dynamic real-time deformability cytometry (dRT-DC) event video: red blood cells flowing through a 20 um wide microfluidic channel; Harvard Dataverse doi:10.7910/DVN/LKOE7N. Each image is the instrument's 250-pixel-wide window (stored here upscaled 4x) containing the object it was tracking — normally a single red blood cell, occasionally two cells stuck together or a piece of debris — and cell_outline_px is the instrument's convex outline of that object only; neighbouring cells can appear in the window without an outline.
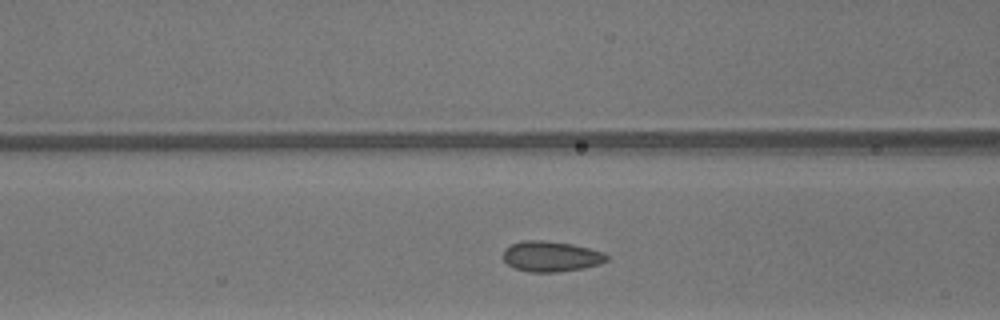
{"species": "common noctule bat (a hibernating species)", "species_latin": "Nyctalus noctula", "temperature_condition": "warm", "stored_images_in_passage": 23, "camera_frame_rate_fps": 3000, "um_per_image_px": 0.085, "animal": {"sex": "male", "body_mass_g": 13.3}, "frame": {"image": 1, "passage_image": 5, "time_ms": 1.333, "image_size_px": [1000, 320], "cell_outline_px": [[608, 260], [600, 264], [584, 268], [556, 272], [528, 272], [512, 268], [504, 260], [504, 248], [512, 244], [524, 240], [544, 240], [572, 244], [604, 252], [608, 256]], "centroid_in_image_um": [46.83, 21.8], "position_along_channel_um": 119.8, "area_um2": 18.5}}
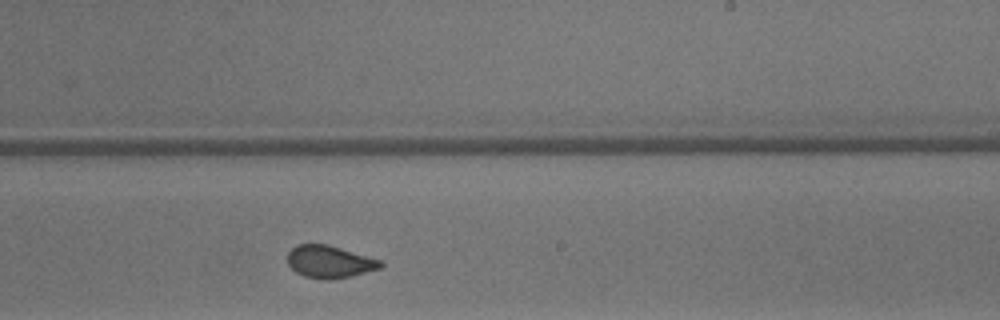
{"frame": {"image": 2, "passage_image": 15, "time_ms": 4.667, "image_size_px": [1000, 320], "cell_outline_px": [[384, 264], [380, 268], [352, 276], [332, 280], [324, 280], [304, 276], [296, 272], [288, 264], [288, 252], [296, 244], [328, 244], [384, 260]], "centroid_in_image_um": [28.05, 22.25], "position_along_channel_um": 261.0, "area_um2": 17.86}}
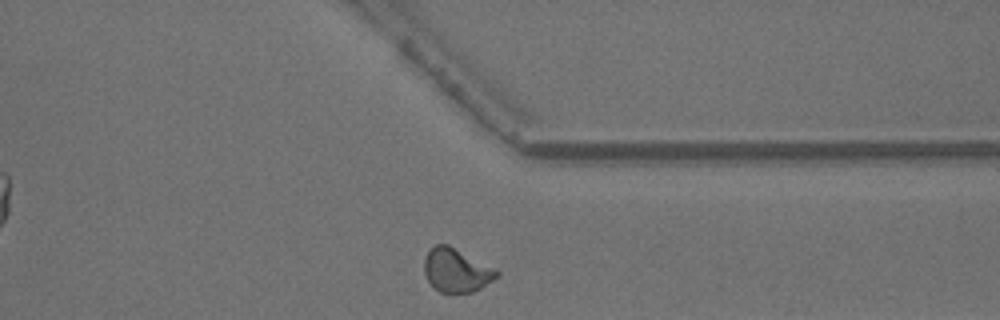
{"frame": {"image": 3, "passage_image": 23, "time_ms": 7.333, "image_size_px": [1000, 320], "cell_outline_px": [[500, 276], [480, 288], [472, 292], [440, 292], [428, 280], [424, 272], [424, 256], [436, 244], [448, 244], [496, 268], [500, 272]], "centroid_in_image_um": [38.82, 22.96], "position_along_channel_um": 372.6, "area_um2": 18.38}, "authors_computed_cell_mechanics": {"area_um2": 17.8602, "velocity_mm_per_s": 4.2481, "shape_relaxation_time_tau1_ms": null, "shape_relaxation_time_tau2_ms": 0.8038, "deformation_change_tau1": null, "deformation_change_tau2": 0.0545}}